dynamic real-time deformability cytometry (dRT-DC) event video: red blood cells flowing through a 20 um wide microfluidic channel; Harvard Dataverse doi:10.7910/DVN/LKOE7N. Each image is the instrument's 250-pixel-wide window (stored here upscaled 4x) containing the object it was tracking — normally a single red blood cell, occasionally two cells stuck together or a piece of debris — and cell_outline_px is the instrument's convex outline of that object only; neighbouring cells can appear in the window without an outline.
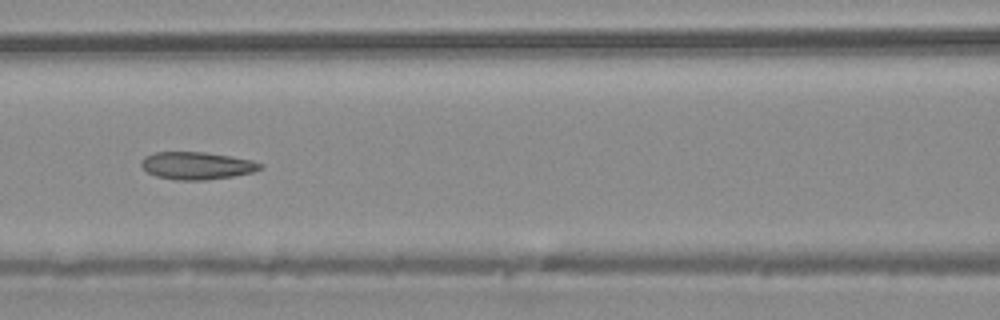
{"species": "common noctule bat (a hibernating species)", "species_latin": "Nyctalus noctula", "temperature_condition": "warm", "stored_images_in_passage": 15, "camera_frame_rate_fps": 3000, "um_per_image_px": 0.085, "animal": {"sex": "male", "body_mass_g": 20.4}, "frame": {"image": 1, "passage_image": 9, "time_ms": 2.667, "image_size_px": [1000, 320], "cell_outline_px": [[264, 168], [252, 172], [232, 176], [204, 180], [176, 180], [156, 176], [148, 172], [140, 164], [140, 160], [144, 156], [156, 152], [204, 152], [252, 160], [264, 164]], "centroid_in_image_um": [16.72, 14.08], "position_along_channel_um": 149.9, "area_um2": 19.02}}